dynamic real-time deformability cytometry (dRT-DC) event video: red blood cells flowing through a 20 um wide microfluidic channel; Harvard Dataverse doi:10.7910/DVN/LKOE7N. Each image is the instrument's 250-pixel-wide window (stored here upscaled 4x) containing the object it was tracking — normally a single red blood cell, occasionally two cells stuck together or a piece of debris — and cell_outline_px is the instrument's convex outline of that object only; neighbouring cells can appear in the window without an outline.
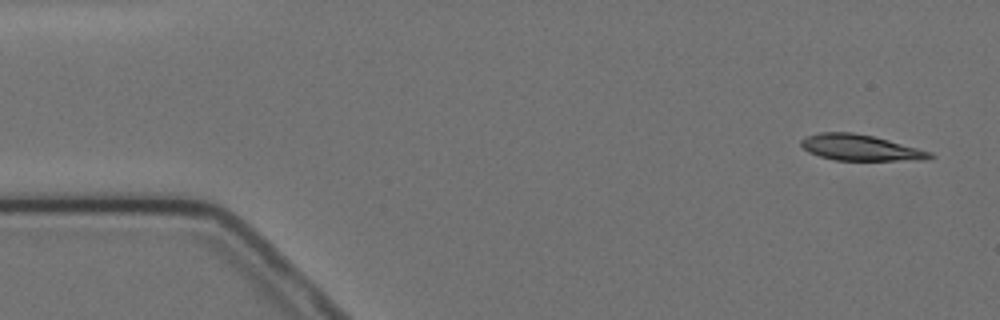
{"species": "Egyptian fruit bat (a non-hibernating species)", "species_latin": "Rousettus aegyptiacus", "temperature_condition": "cold", "stored_images_in_passage": 5, "segment_of_instrument_passage": [1, 2], "camera_frame_rate_fps": 3000, "um_per_image_px": 0.085, "animal": {"sex": "female"}, "frame": {"image": 1, "passage_image": 1, "time_ms": 0.0, "image_size_px": [1000, 320], "cell_outline_px": [[936, 156], [924, 160], [836, 160], [820, 156], [808, 152], [800, 144], [800, 140], [804, 136], [820, 132], [852, 132], [872, 136], [888, 140], [932, 152]], "centroid_in_image_um": [73.11, 12.55], "position_along_channel_um": 11.9, "area_um2": 19.42}}
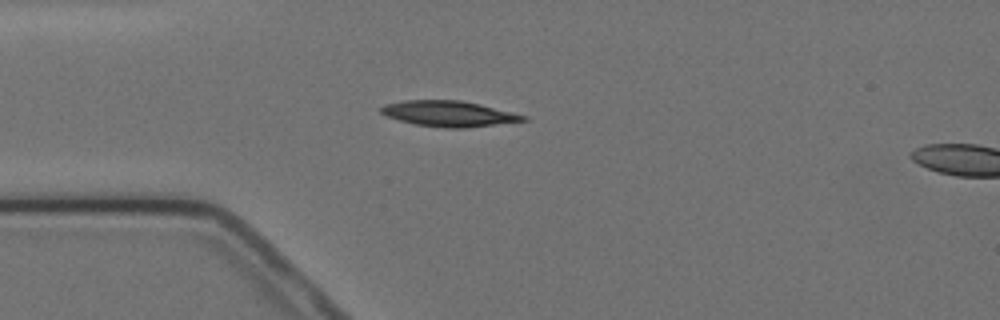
{"frame": {"image": 2, "passage_image": 4, "time_ms": 3.667, "image_size_px": [1000, 320], "cell_outline_px": [[528, 120], [468, 128], [444, 128], [416, 124], [400, 120], [388, 116], [380, 112], [380, 108], [384, 104], [404, 100], [460, 100], [480, 104], [528, 116]], "centroid_in_image_um": [38.17, 9.66], "position_along_channel_um": 46.8, "area_um2": 21.21}}